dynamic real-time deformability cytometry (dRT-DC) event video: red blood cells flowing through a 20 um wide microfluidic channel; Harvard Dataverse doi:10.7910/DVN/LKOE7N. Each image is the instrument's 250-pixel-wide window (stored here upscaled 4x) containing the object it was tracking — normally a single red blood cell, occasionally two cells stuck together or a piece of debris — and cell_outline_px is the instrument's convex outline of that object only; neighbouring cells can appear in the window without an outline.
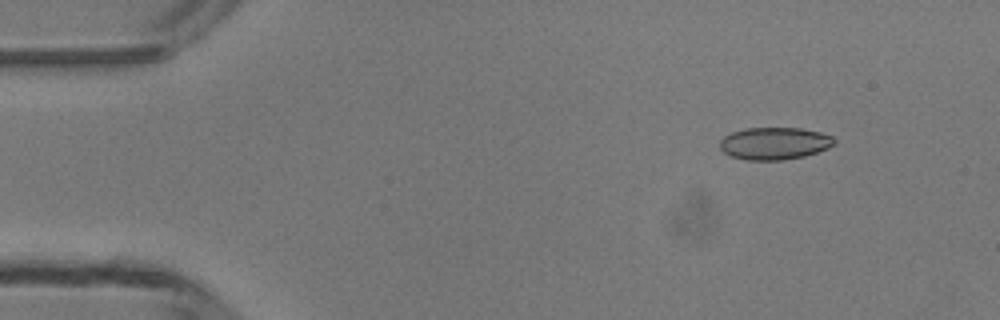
{"species": "common noctule bat (a hibernating species)", "species_latin": "Nyctalus noctula", "temperature_condition": "room temperature", "stored_images_in_passage": 49, "camera_frame_rate_fps": 3000, "um_per_image_px": 0.085, "animal": {"sex": "male", "body_mass_g": 13.3}, "frame": {"image": 1, "passage_image": 6, "time_ms": 1.667, "image_size_px": [1000, 320], "cell_outline_px": [[836, 144], [828, 148], [804, 156], [784, 160], [744, 160], [732, 156], [724, 152], [720, 148], [720, 140], [724, 136], [732, 132], [744, 128], [800, 128], [820, 132], [832, 136], [836, 140]], "centroid_in_image_um": [65.84, 12.19], "position_along_channel_um": 19.2, "area_um2": 21.62}}
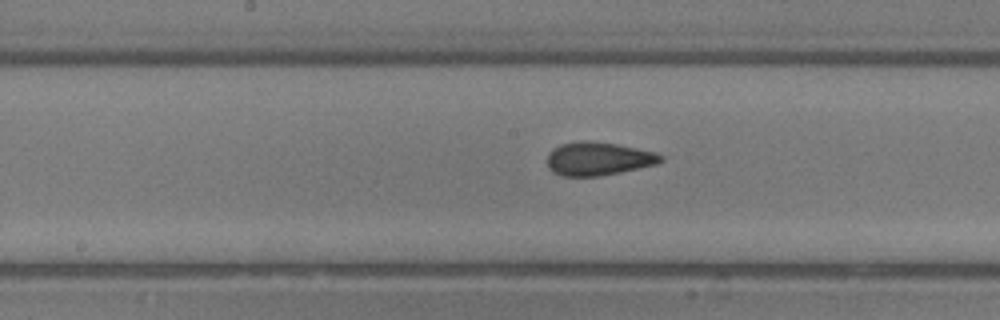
{"frame": {"image": 2, "passage_image": 25, "time_ms": 8.0, "image_size_px": [1000, 320], "cell_outline_px": [[664, 160], [656, 164], [620, 172], [600, 176], [564, 176], [552, 172], [548, 168], [548, 152], [552, 148], [560, 144], [580, 140], [588, 140], [616, 144], [656, 152], [664, 156]], "centroid_in_image_um": [50.83, 13.48], "position_along_channel_um": 197.4, "area_um2": 22.2}}
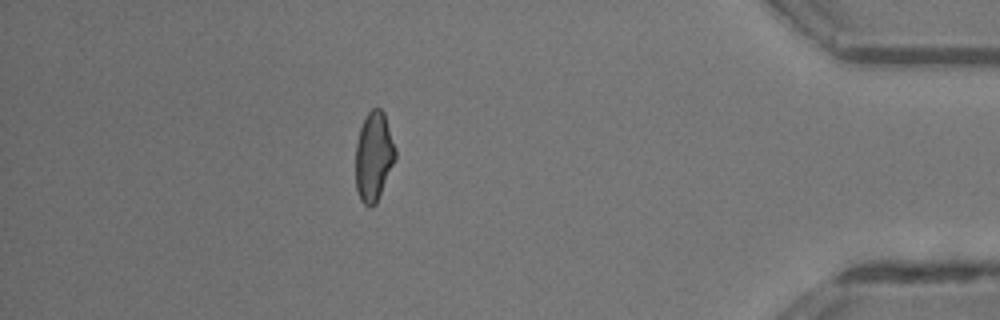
{"frame": {"image": 3, "passage_image": 43, "time_ms": 14.0, "image_size_px": [1000, 320], "cell_outline_px": [[396, 160], [376, 204], [368, 208], [360, 200], [356, 188], [356, 144], [360, 128], [368, 112], [372, 108], [380, 108], [384, 112], [396, 148]], "centroid_in_image_um": [31.78, 13.32], "position_along_channel_um": 403.4, "area_um2": 20.87}, "authors_computed_cell_mechanics": {"area_um2": 21.6172, "velocity_mm_per_s": 4.2326, "shape_relaxation_time_tau1_ms": null, "shape_relaxation_time_tau2_ms": 0.7997, "deformation_change_tau1": null, "deformation_change_tau2": 0.0607}}